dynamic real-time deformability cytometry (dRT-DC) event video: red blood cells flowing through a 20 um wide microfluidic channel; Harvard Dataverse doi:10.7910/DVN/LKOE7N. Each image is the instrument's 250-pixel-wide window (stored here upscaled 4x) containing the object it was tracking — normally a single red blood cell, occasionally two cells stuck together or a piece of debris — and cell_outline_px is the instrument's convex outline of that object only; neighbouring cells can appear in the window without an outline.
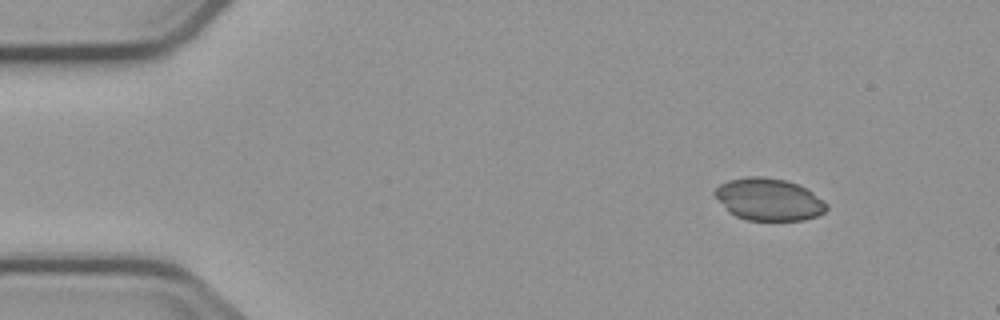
{"species": "common noctule bat (a hibernating species)", "species_latin": "Nyctalus noctula", "temperature_condition": "cold", "stored_images_in_passage": 3, "camera_frame_rate_fps": 3000, "um_per_image_px": 0.085, "animal": {"sex": "male", "body_mass_g": 23.1, "forearm_length_mm": 52.7}, "frame": {"image": 1, "passage_image": 1, "time_ms": 0.0, "image_size_px": [1000, 320], "cell_outline_px": [[828, 208], [824, 212], [816, 216], [804, 220], [748, 220], [736, 216], [728, 212], [712, 192], [720, 184], [728, 180], [748, 176], [764, 176], [784, 180], [796, 184], [812, 192], [824, 200], [828, 204]], "centroid_in_image_um": [65.33, 16.95], "position_along_channel_um": 19.7, "area_um2": 27.46}}